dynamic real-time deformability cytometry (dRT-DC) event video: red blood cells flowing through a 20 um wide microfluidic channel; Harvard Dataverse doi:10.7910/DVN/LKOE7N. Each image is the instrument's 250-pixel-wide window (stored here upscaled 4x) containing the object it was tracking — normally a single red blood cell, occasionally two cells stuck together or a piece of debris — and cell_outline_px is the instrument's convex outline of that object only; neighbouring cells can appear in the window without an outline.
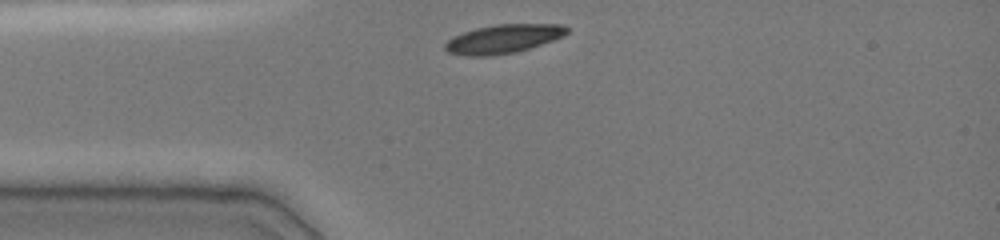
{"species": "common noctule bat (a hibernating species)", "species_latin": "Nyctalus noctula", "temperature_condition": "cold", "stored_images_in_passage": 32, "camera_frame_rate_fps": 3000, "um_per_image_px": 0.085, "animal": {"sex": "female", "body_mass_g": 19.0, "forearm_length_mm": 51.5}, "frame": {"image": 1, "passage_image": 1, "time_ms": 0.0, "image_size_px": [1000, 240], "cell_outline_px": [[568, 32], [552, 40], [516, 52], [488, 56], [468, 56], [448, 52], [444, 48], [444, 44], [452, 36], [476, 28], [496, 24], [564, 24], [568, 28]], "centroid_in_image_um": [42.74, 3.3], "position_along_channel_um": 42.3, "area_um2": 20.23}}
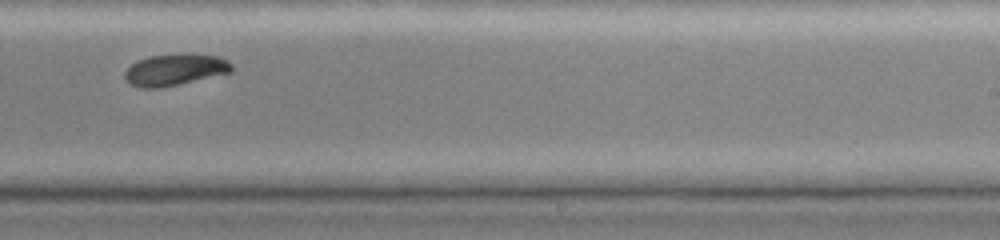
{"frame": {"image": 2, "passage_image": 19, "time_ms": 6.333, "image_size_px": [1000, 240], "cell_outline_px": [[232, 72], [176, 84], [156, 88], [140, 88], [132, 84], [124, 76], [124, 72], [136, 60], [148, 56], [220, 56], [228, 60], [232, 64]], "centroid_in_image_um": [14.85, 5.95], "position_along_channel_um": 274.2, "area_um2": 18.73}}
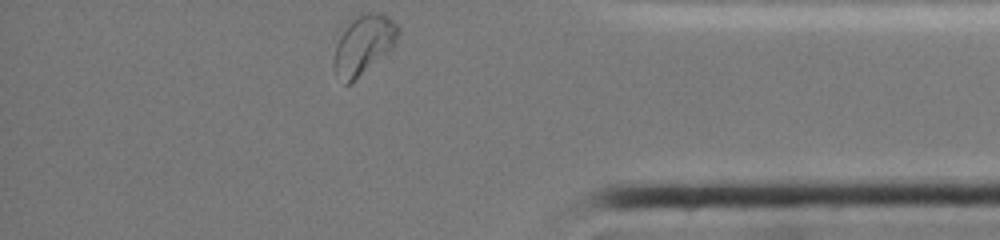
{"frame": {"image": 3, "passage_image": 32, "time_ms": 10.0, "image_size_px": [1000, 240], "cell_outline_px": [[400, 32], [396, 48], [348, 84], [344, 84], [332, 68], [332, 60], [336, 44], [340, 36], [352, 16], [360, 12], [380, 12], [388, 16], [400, 28]], "centroid_in_image_um": [30.93, 3.77], "position_along_channel_um": 404.3, "area_um2": 22.89}, "authors_computed_cell_mechanics": {"area_um2": 20.3745, "velocity_mm_per_s": 3.888, "shape_relaxation_time_tau1_ms": 1.6104, "shape_relaxation_time_tau2_ms": null, "deformation_change_tau1": 0.0814, "deformation_change_tau2": null}}